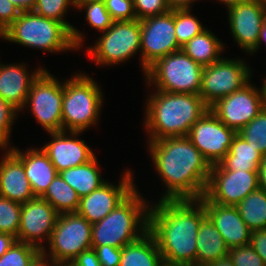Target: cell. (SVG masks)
<instances>
[{
  "mask_svg": "<svg viewBox=\"0 0 266 266\" xmlns=\"http://www.w3.org/2000/svg\"><path fill=\"white\" fill-rule=\"evenodd\" d=\"M225 4L227 7H230L232 5L238 4L240 2L246 1V0H218Z\"/></svg>",
  "mask_w": 266,
  "mask_h": 266,
  "instance_id": "obj_52",
  "label": "cell"
},
{
  "mask_svg": "<svg viewBox=\"0 0 266 266\" xmlns=\"http://www.w3.org/2000/svg\"><path fill=\"white\" fill-rule=\"evenodd\" d=\"M251 230L266 229V191L257 188L235 206Z\"/></svg>",
  "mask_w": 266,
  "mask_h": 266,
  "instance_id": "obj_29",
  "label": "cell"
},
{
  "mask_svg": "<svg viewBox=\"0 0 266 266\" xmlns=\"http://www.w3.org/2000/svg\"><path fill=\"white\" fill-rule=\"evenodd\" d=\"M101 88L84 73L63 82L62 131H82L99 122Z\"/></svg>",
  "mask_w": 266,
  "mask_h": 266,
  "instance_id": "obj_6",
  "label": "cell"
},
{
  "mask_svg": "<svg viewBox=\"0 0 266 266\" xmlns=\"http://www.w3.org/2000/svg\"><path fill=\"white\" fill-rule=\"evenodd\" d=\"M196 245V266H207L229 252L223 237L207 216L199 225Z\"/></svg>",
  "mask_w": 266,
  "mask_h": 266,
  "instance_id": "obj_24",
  "label": "cell"
},
{
  "mask_svg": "<svg viewBox=\"0 0 266 266\" xmlns=\"http://www.w3.org/2000/svg\"><path fill=\"white\" fill-rule=\"evenodd\" d=\"M119 266H165L155 238L149 231L121 248Z\"/></svg>",
  "mask_w": 266,
  "mask_h": 266,
  "instance_id": "obj_25",
  "label": "cell"
},
{
  "mask_svg": "<svg viewBox=\"0 0 266 266\" xmlns=\"http://www.w3.org/2000/svg\"><path fill=\"white\" fill-rule=\"evenodd\" d=\"M194 1L196 0H166V3L171 10H183L190 9Z\"/></svg>",
  "mask_w": 266,
  "mask_h": 266,
  "instance_id": "obj_47",
  "label": "cell"
},
{
  "mask_svg": "<svg viewBox=\"0 0 266 266\" xmlns=\"http://www.w3.org/2000/svg\"><path fill=\"white\" fill-rule=\"evenodd\" d=\"M203 68L179 50L157 60L144 75L147 85L154 84L156 90L199 95Z\"/></svg>",
  "mask_w": 266,
  "mask_h": 266,
  "instance_id": "obj_7",
  "label": "cell"
},
{
  "mask_svg": "<svg viewBox=\"0 0 266 266\" xmlns=\"http://www.w3.org/2000/svg\"><path fill=\"white\" fill-rule=\"evenodd\" d=\"M266 106L264 84L257 89L249 82L240 90L219 99L209 109L230 129L238 133Z\"/></svg>",
  "mask_w": 266,
  "mask_h": 266,
  "instance_id": "obj_13",
  "label": "cell"
},
{
  "mask_svg": "<svg viewBox=\"0 0 266 266\" xmlns=\"http://www.w3.org/2000/svg\"><path fill=\"white\" fill-rule=\"evenodd\" d=\"M58 174L77 192L80 198L90 194L106 182L101 177L96 156L85 164L62 170Z\"/></svg>",
  "mask_w": 266,
  "mask_h": 266,
  "instance_id": "obj_26",
  "label": "cell"
},
{
  "mask_svg": "<svg viewBox=\"0 0 266 266\" xmlns=\"http://www.w3.org/2000/svg\"><path fill=\"white\" fill-rule=\"evenodd\" d=\"M41 250L31 244L15 241L0 257V266H28Z\"/></svg>",
  "mask_w": 266,
  "mask_h": 266,
  "instance_id": "obj_35",
  "label": "cell"
},
{
  "mask_svg": "<svg viewBox=\"0 0 266 266\" xmlns=\"http://www.w3.org/2000/svg\"><path fill=\"white\" fill-rule=\"evenodd\" d=\"M4 149V157L0 161V196L18 203H26L35 198L27 179L23 163L9 149Z\"/></svg>",
  "mask_w": 266,
  "mask_h": 266,
  "instance_id": "obj_21",
  "label": "cell"
},
{
  "mask_svg": "<svg viewBox=\"0 0 266 266\" xmlns=\"http://www.w3.org/2000/svg\"><path fill=\"white\" fill-rule=\"evenodd\" d=\"M92 248L95 250L97 258L102 266L120 265L121 248H116L109 245H103Z\"/></svg>",
  "mask_w": 266,
  "mask_h": 266,
  "instance_id": "obj_41",
  "label": "cell"
},
{
  "mask_svg": "<svg viewBox=\"0 0 266 266\" xmlns=\"http://www.w3.org/2000/svg\"><path fill=\"white\" fill-rule=\"evenodd\" d=\"M253 148L262 155L266 154V106L239 132Z\"/></svg>",
  "mask_w": 266,
  "mask_h": 266,
  "instance_id": "obj_33",
  "label": "cell"
},
{
  "mask_svg": "<svg viewBox=\"0 0 266 266\" xmlns=\"http://www.w3.org/2000/svg\"><path fill=\"white\" fill-rule=\"evenodd\" d=\"M62 102L63 83L44 69L33 81L25 105L48 133L62 131Z\"/></svg>",
  "mask_w": 266,
  "mask_h": 266,
  "instance_id": "obj_11",
  "label": "cell"
},
{
  "mask_svg": "<svg viewBox=\"0 0 266 266\" xmlns=\"http://www.w3.org/2000/svg\"><path fill=\"white\" fill-rule=\"evenodd\" d=\"M174 26L177 42L181 47L206 29L192 16L190 9L174 10Z\"/></svg>",
  "mask_w": 266,
  "mask_h": 266,
  "instance_id": "obj_32",
  "label": "cell"
},
{
  "mask_svg": "<svg viewBox=\"0 0 266 266\" xmlns=\"http://www.w3.org/2000/svg\"><path fill=\"white\" fill-rule=\"evenodd\" d=\"M94 1L104 2L105 0H74V3H86V2H94Z\"/></svg>",
  "mask_w": 266,
  "mask_h": 266,
  "instance_id": "obj_53",
  "label": "cell"
},
{
  "mask_svg": "<svg viewBox=\"0 0 266 266\" xmlns=\"http://www.w3.org/2000/svg\"><path fill=\"white\" fill-rule=\"evenodd\" d=\"M139 194L135 189L106 217L92 224V247L109 245L122 248L148 231L150 206Z\"/></svg>",
  "mask_w": 266,
  "mask_h": 266,
  "instance_id": "obj_4",
  "label": "cell"
},
{
  "mask_svg": "<svg viewBox=\"0 0 266 266\" xmlns=\"http://www.w3.org/2000/svg\"><path fill=\"white\" fill-rule=\"evenodd\" d=\"M9 149L23 163L33 194L35 197H41L58 174L48 155L42 148L40 150L30 148L26 152H21L15 147Z\"/></svg>",
  "mask_w": 266,
  "mask_h": 266,
  "instance_id": "obj_23",
  "label": "cell"
},
{
  "mask_svg": "<svg viewBox=\"0 0 266 266\" xmlns=\"http://www.w3.org/2000/svg\"><path fill=\"white\" fill-rule=\"evenodd\" d=\"M22 204L0 196V232L17 238Z\"/></svg>",
  "mask_w": 266,
  "mask_h": 266,
  "instance_id": "obj_34",
  "label": "cell"
},
{
  "mask_svg": "<svg viewBox=\"0 0 266 266\" xmlns=\"http://www.w3.org/2000/svg\"><path fill=\"white\" fill-rule=\"evenodd\" d=\"M59 213L41 197H35L22 204L21 218L17 241L46 249L42 245L43 238L49 242Z\"/></svg>",
  "mask_w": 266,
  "mask_h": 266,
  "instance_id": "obj_17",
  "label": "cell"
},
{
  "mask_svg": "<svg viewBox=\"0 0 266 266\" xmlns=\"http://www.w3.org/2000/svg\"><path fill=\"white\" fill-rule=\"evenodd\" d=\"M249 244L266 264V229L251 231Z\"/></svg>",
  "mask_w": 266,
  "mask_h": 266,
  "instance_id": "obj_43",
  "label": "cell"
},
{
  "mask_svg": "<svg viewBox=\"0 0 266 266\" xmlns=\"http://www.w3.org/2000/svg\"><path fill=\"white\" fill-rule=\"evenodd\" d=\"M153 206L149 208L148 231L155 238L164 264L196 266L197 233L206 217L203 202L200 199H166Z\"/></svg>",
  "mask_w": 266,
  "mask_h": 266,
  "instance_id": "obj_1",
  "label": "cell"
},
{
  "mask_svg": "<svg viewBox=\"0 0 266 266\" xmlns=\"http://www.w3.org/2000/svg\"><path fill=\"white\" fill-rule=\"evenodd\" d=\"M224 44L207 28L185 43L181 50L203 67L209 66L222 57L219 55Z\"/></svg>",
  "mask_w": 266,
  "mask_h": 266,
  "instance_id": "obj_28",
  "label": "cell"
},
{
  "mask_svg": "<svg viewBox=\"0 0 266 266\" xmlns=\"http://www.w3.org/2000/svg\"><path fill=\"white\" fill-rule=\"evenodd\" d=\"M67 132H50L52 140L42 147L58 173L85 164L95 157L85 141L78 138L82 131H69L70 135Z\"/></svg>",
  "mask_w": 266,
  "mask_h": 266,
  "instance_id": "obj_19",
  "label": "cell"
},
{
  "mask_svg": "<svg viewBox=\"0 0 266 266\" xmlns=\"http://www.w3.org/2000/svg\"><path fill=\"white\" fill-rule=\"evenodd\" d=\"M228 256L234 266H266L250 244L229 249Z\"/></svg>",
  "mask_w": 266,
  "mask_h": 266,
  "instance_id": "obj_38",
  "label": "cell"
},
{
  "mask_svg": "<svg viewBox=\"0 0 266 266\" xmlns=\"http://www.w3.org/2000/svg\"><path fill=\"white\" fill-rule=\"evenodd\" d=\"M134 12L138 20L162 15L171 9L166 0H133Z\"/></svg>",
  "mask_w": 266,
  "mask_h": 266,
  "instance_id": "obj_39",
  "label": "cell"
},
{
  "mask_svg": "<svg viewBox=\"0 0 266 266\" xmlns=\"http://www.w3.org/2000/svg\"><path fill=\"white\" fill-rule=\"evenodd\" d=\"M92 224L77 212L59 214L49 242L48 259L70 264L82 251L92 248Z\"/></svg>",
  "mask_w": 266,
  "mask_h": 266,
  "instance_id": "obj_8",
  "label": "cell"
},
{
  "mask_svg": "<svg viewBox=\"0 0 266 266\" xmlns=\"http://www.w3.org/2000/svg\"><path fill=\"white\" fill-rule=\"evenodd\" d=\"M149 97L144 122L148 141L187 136L192 125L209 110L200 95L157 90Z\"/></svg>",
  "mask_w": 266,
  "mask_h": 266,
  "instance_id": "obj_3",
  "label": "cell"
},
{
  "mask_svg": "<svg viewBox=\"0 0 266 266\" xmlns=\"http://www.w3.org/2000/svg\"><path fill=\"white\" fill-rule=\"evenodd\" d=\"M263 84H264L265 94H266V77H265V80L263 81Z\"/></svg>",
  "mask_w": 266,
  "mask_h": 266,
  "instance_id": "obj_55",
  "label": "cell"
},
{
  "mask_svg": "<svg viewBox=\"0 0 266 266\" xmlns=\"http://www.w3.org/2000/svg\"><path fill=\"white\" fill-rule=\"evenodd\" d=\"M257 188V171L222 170L216 164L211 166L204 196L219 205L236 206Z\"/></svg>",
  "mask_w": 266,
  "mask_h": 266,
  "instance_id": "obj_14",
  "label": "cell"
},
{
  "mask_svg": "<svg viewBox=\"0 0 266 266\" xmlns=\"http://www.w3.org/2000/svg\"><path fill=\"white\" fill-rule=\"evenodd\" d=\"M227 9L234 41L250 53L258 44L260 30L266 20V0H246Z\"/></svg>",
  "mask_w": 266,
  "mask_h": 266,
  "instance_id": "obj_16",
  "label": "cell"
},
{
  "mask_svg": "<svg viewBox=\"0 0 266 266\" xmlns=\"http://www.w3.org/2000/svg\"><path fill=\"white\" fill-rule=\"evenodd\" d=\"M257 174L259 188L266 191V154L262 155L261 162L257 169Z\"/></svg>",
  "mask_w": 266,
  "mask_h": 266,
  "instance_id": "obj_45",
  "label": "cell"
},
{
  "mask_svg": "<svg viewBox=\"0 0 266 266\" xmlns=\"http://www.w3.org/2000/svg\"><path fill=\"white\" fill-rule=\"evenodd\" d=\"M88 54L98 65L120 64L141 49L140 20L113 21Z\"/></svg>",
  "mask_w": 266,
  "mask_h": 266,
  "instance_id": "obj_9",
  "label": "cell"
},
{
  "mask_svg": "<svg viewBox=\"0 0 266 266\" xmlns=\"http://www.w3.org/2000/svg\"><path fill=\"white\" fill-rule=\"evenodd\" d=\"M24 63L2 65L0 62V97L18 111L26 107V101L33 81L44 70L42 67L27 73ZM25 106V107H24Z\"/></svg>",
  "mask_w": 266,
  "mask_h": 266,
  "instance_id": "obj_22",
  "label": "cell"
},
{
  "mask_svg": "<svg viewBox=\"0 0 266 266\" xmlns=\"http://www.w3.org/2000/svg\"><path fill=\"white\" fill-rule=\"evenodd\" d=\"M75 8L86 9V18L91 27L100 32L106 31L113 23V20L106 9L105 2L94 1L86 3H74Z\"/></svg>",
  "mask_w": 266,
  "mask_h": 266,
  "instance_id": "obj_36",
  "label": "cell"
},
{
  "mask_svg": "<svg viewBox=\"0 0 266 266\" xmlns=\"http://www.w3.org/2000/svg\"><path fill=\"white\" fill-rule=\"evenodd\" d=\"M19 9L9 0H0V34L20 15Z\"/></svg>",
  "mask_w": 266,
  "mask_h": 266,
  "instance_id": "obj_42",
  "label": "cell"
},
{
  "mask_svg": "<svg viewBox=\"0 0 266 266\" xmlns=\"http://www.w3.org/2000/svg\"><path fill=\"white\" fill-rule=\"evenodd\" d=\"M16 238L8 233L0 232V257L14 244Z\"/></svg>",
  "mask_w": 266,
  "mask_h": 266,
  "instance_id": "obj_46",
  "label": "cell"
},
{
  "mask_svg": "<svg viewBox=\"0 0 266 266\" xmlns=\"http://www.w3.org/2000/svg\"><path fill=\"white\" fill-rule=\"evenodd\" d=\"M141 65L146 70L157 60L181 50L174 26V10L140 20Z\"/></svg>",
  "mask_w": 266,
  "mask_h": 266,
  "instance_id": "obj_12",
  "label": "cell"
},
{
  "mask_svg": "<svg viewBox=\"0 0 266 266\" xmlns=\"http://www.w3.org/2000/svg\"><path fill=\"white\" fill-rule=\"evenodd\" d=\"M18 110L0 97V148L9 147L11 129Z\"/></svg>",
  "mask_w": 266,
  "mask_h": 266,
  "instance_id": "obj_37",
  "label": "cell"
},
{
  "mask_svg": "<svg viewBox=\"0 0 266 266\" xmlns=\"http://www.w3.org/2000/svg\"><path fill=\"white\" fill-rule=\"evenodd\" d=\"M41 198L47 200L59 214L77 212L80 203L77 192L59 174Z\"/></svg>",
  "mask_w": 266,
  "mask_h": 266,
  "instance_id": "obj_30",
  "label": "cell"
},
{
  "mask_svg": "<svg viewBox=\"0 0 266 266\" xmlns=\"http://www.w3.org/2000/svg\"><path fill=\"white\" fill-rule=\"evenodd\" d=\"M105 6L113 21L135 20L133 0H105Z\"/></svg>",
  "mask_w": 266,
  "mask_h": 266,
  "instance_id": "obj_40",
  "label": "cell"
},
{
  "mask_svg": "<svg viewBox=\"0 0 266 266\" xmlns=\"http://www.w3.org/2000/svg\"><path fill=\"white\" fill-rule=\"evenodd\" d=\"M265 41L266 43V20L260 30V37L257 46L250 52V53H255L257 49H259V46L262 44V42Z\"/></svg>",
  "mask_w": 266,
  "mask_h": 266,
  "instance_id": "obj_51",
  "label": "cell"
},
{
  "mask_svg": "<svg viewBox=\"0 0 266 266\" xmlns=\"http://www.w3.org/2000/svg\"><path fill=\"white\" fill-rule=\"evenodd\" d=\"M69 265L70 266H102L93 248L82 251Z\"/></svg>",
  "mask_w": 266,
  "mask_h": 266,
  "instance_id": "obj_44",
  "label": "cell"
},
{
  "mask_svg": "<svg viewBox=\"0 0 266 266\" xmlns=\"http://www.w3.org/2000/svg\"><path fill=\"white\" fill-rule=\"evenodd\" d=\"M200 200L206 209V216L219 231L229 249L250 243L251 230L235 206H223L210 202L204 195Z\"/></svg>",
  "mask_w": 266,
  "mask_h": 266,
  "instance_id": "obj_20",
  "label": "cell"
},
{
  "mask_svg": "<svg viewBox=\"0 0 266 266\" xmlns=\"http://www.w3.org/2000/svg\"><path fill=\"white\" fill-rule=\"evenodd\" d=\"M147 144L155 169L167 186L160 200L200 199L205 194L211 166L187 136Z\"/></svg>",
  "mask_w": 266,
  "mask_h": 266,
  "instance_id": "obj_2",
  "label": "cell"
},
{
  "mask_svg": "<svg viewBox=\"0 0 266 266\" xmlns=\"http://www.w3.org/2000/svg\"><path fill=\"white\" fill-rule=\"evenodd\" d=\"M122 176L118 186L106 181L98 189L81 197L77 213L91 224L106 217L136 189L129 170H126Z\"/></svg>",
  "mask_w": 266,
  "mask_h": 266,
  "instance_id": "obj_18",
  "label": "cell"
},
{
  "mask_svg": "<svg viewBox=\"0 0 266 266\" xmlns=\"http://www.w3.org/2000/svg\"><path fill=\"white\" fill-rule=\"evenodd\" d=\"M262 154L238 133L233 137L229 152L217 164L222 170L257 171Z\"/></svg>",
  "mask_w": 266,
  "mask_h": 266,
  "instance_id": "obj_27",
  "label": "cell"
},
{
  "mask_svg": "<svg viewBox=\"0 0 266 266\" xmlns=\"http://www.w3.org/2000/svg\"><path fill=\"white\" fill-rule=\"evenodd\" d=\"M236 134L209 109L192 125L187 137L210 166H213L218 164L229 152Z\"/></svg>",
  "mask_w": 266,
  "mask_h": 266,
  "instance_id": "obj_15",
  "label": "cell"
},
{
  "mask_svg": "<svg viewBox=\"0 0 266 266\" xmlns=\"http://www.w3.org/2000/svg\"><path fill=\"white\" fill-rule=\"evenodd\" d=\"M207 266H234V264L231 258L227 255L218 260H215L214 262L208 264Z\"/></svg>",
  "mask_w": 266,
  "mask_h": 266,
  "instance_id": "obj_50",
  "label": "cell"
},
{
  "mask_svg": "<svg viewBox=\"0 0 266 266\" xmlns=\"http://www.w3.org/2000/svg\"><path fill=\"white\" fill-rule=\"evenodd\" d=\"M1 38L51 53L76 50L72 32L63 23L40 16L34 11L21 12L1 34Z\"/></svg>",
  "mask_w": 266,
  "mask_h": 266,
  "instance_id": "obj_5",
  "label": "cell"
},
{
  "mask_svg": "<svg viewBox=\"0 0 266 266\" xmlns=\"http://www.w3.org/2000/svg\"><path fill=\"white\" fill-rule=\"evenodd\" d=\"M51 266H70V265H68V264H53Z\"/></svg>",
  "mask_w": 266,
  "mask_h": 266,
  "instance_id": "obj_54",
  "label": "cell"
},
{
  "mask_svg": "<svg viewBox=\"0 0 266 266\" xmlns=\"http://www.w3.org/2000/svg\"><path fill=\"white\" fill-rule=\"evenodd\" d=\"M48 255H46L43 251H40L28 264V266H50L53 265L50 259H47ZM49 260V262L47 260Z\"/></svg>",
  "mask_w": 266,
  "mask_h": 266,
  "instance_id": "obj_49",
  "label": "cell"
},
{
  "mask_svg": "<svg viewBox=\"0 0 266 266\" xmlns=\"http://www.w3.org/2000/svg\"><path fill=\"white\" fill-rule=\"evenodd\" d=\"M251 69L241 59L221 58L202 71L199 95L210 108L219 99L243 88L250 81Z\"/></svg>",
  "mask_w": 266,
  "mask_h": 266,
  "instance_id": "obj_10",
  "label": "cell"
},
{
  "mask_svg": "<svg viewBox=\"0 0 266 266\" xmlns=\"http://www.w3.org/2000/svg\"><path fill=\"white\" fill-rule=\"evenodd\" d=\"M12 2L20 12L33 11L37 0H9Z\"/></svg>",
  "mask_w": 266,
  "mask_h": 266,
  "instance_id": "obj_48",
  "label": "cell"
},
{
  "mask_svg": "<svg viewBox=\"0 0 266 266\" xmlns=\"http://www.w3.org/2000/svg\"><path fill=\"white\" fill-rule=\"evenodd\" d=\"M71 4L75 7L74 0H37L33 11L40 16L63 23L72 32L73 43L79 49L83 44V34L64 19L66 10Z\"/></svg>",
  "mask_w": 266,
  "mask_h": 266,
  "instance_id": "obj_31",
  "label": "cell"
}]
</instances>
